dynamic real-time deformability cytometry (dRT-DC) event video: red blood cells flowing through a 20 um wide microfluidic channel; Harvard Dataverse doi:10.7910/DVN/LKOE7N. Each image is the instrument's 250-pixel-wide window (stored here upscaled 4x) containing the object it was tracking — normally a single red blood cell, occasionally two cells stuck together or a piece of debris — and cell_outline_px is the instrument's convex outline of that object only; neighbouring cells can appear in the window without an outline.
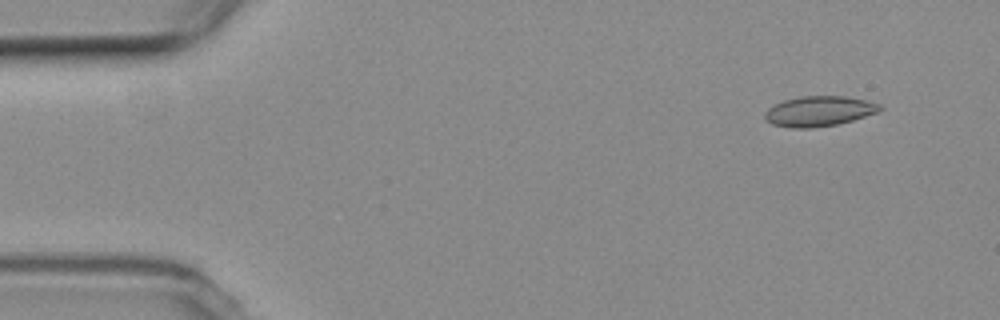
{"species": "common noctule bat (a hibernating species)", "species_latin": "Nyctalus noctula", "temperature_condition": "room temperature", "stored_images_in_passage": 4, "camera_frame_rate_fps": 3000, "um_per_image_px": 0.085, "animal": {"sex": "female", "body_mass_g": 19.3, "forearm_length_mm": 54.1}, "frame": {"image": 1, "passage_image": 1, "time_ms": 0.0, "image_size_px": [1000, 320], "cell_outline_px": [[884, 108], [880, 112], [852, 120], [836, 124], [808, 128], [792, 128], [772, 124], [764, 116], [764, 112], [768, 108], [784, 100], [800, 96], [844, 96], [864, 100], [880, 104]], "centroid_in_image_um": [69.64, 9.45], "position_along_channel_um": 15.4, "area_um2": 20.11}}
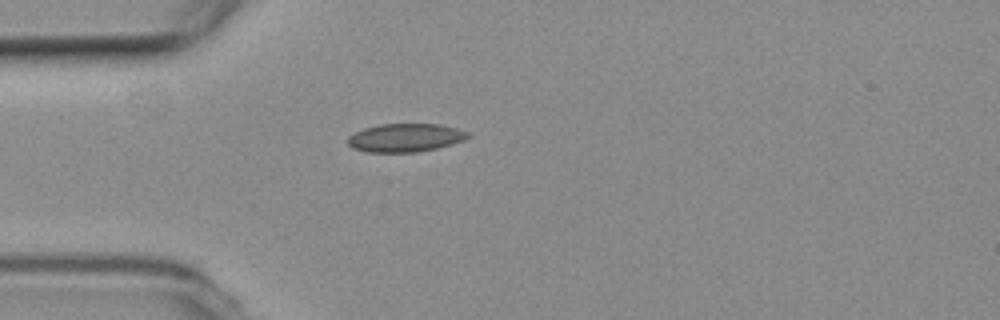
{"frame": {"image": 2, "passage_image": 4, "time_ms": 3.667, "image_size_px": [1000, 320], "cell_outline_px": [[472, 136], [464, 140], [452, 144], [436, 148], [416, 152], [368, 152], [352, 148], [348, 144], [348, 136], [364, 128], [380, 124], [440, 124], [456, 128], [468, 132]], "centroid_in_image_um": [34.46, 11.7], "position_along_channel_um": 50.5, "area_um2": 19.83}}